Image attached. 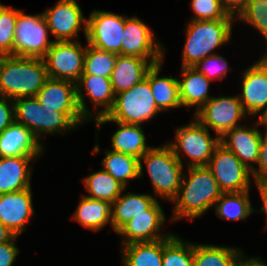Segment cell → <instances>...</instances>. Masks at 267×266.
I'll return each mask as SVG.
<instances>
[{"label": "cell", "mask_w": 267, "mask_h": 266, "mask_svg": "<svg viewBox=\"0 0 267 266\" xmlns=\"http://www.w3.org/2000/svg\"><path fill=\"white\" fill-rule=\"evenodd\" d=\"M118 54L98 49L90 44L86 47L82 75L110 78Z\"/></svg>", "instance_id": "836d02e7"}, {"label": "cell", "mask_w": 267, "mask_h": 266, "mask_svg": "<svg viewBox=\"0 0 267 266\" xmlns=\"http://www.w3.org/2000/svg\"><path fill=\"white\" fill-rule=\"evenodd\" d=\"M191 6L196 14L191 20L235 19L226 12L219 0H192Z\"/></svg>", "instance_id": "74e56055"}, {"label": "cell", "mask_w": 267, "mask_h": 266, "mask_svg": "<svg viewBox=\"0 0 267 266\" xmlns=\"http://www.w3.org/2000/svg\"><path fill=\"white\" fill-rule=\"evenodd\" d=\"M261 136L262 134L257 129V126L253 128L237 126L226 132L220 138V143L232 151L252 172L254 166L250 165L249 162L258 164Z\"/></svg>", "instance_id": "ac0fdd59"}, {"label": "cell", "mask_w": 267, "mask_h": 266, "mask_svg": "<svg viewBox=\"0 0 267 266\" xmlns=\"http://www.w3.org/2000/svg\"><path fill=\"white\" fill-rule=\"evenodd\" d=\"M84 184L90 195H85L91 199L106 200L113 203L124 191L122 186L104 169L92 173L84 178Z\"/></svg>", "instance_id": "d6a6232c"}, {"label": "cell", "mask_w": 267, "mask_h": 266, "mask_svg": "<svg viewBox=\"0 0 267 266\" xmlns=\"http://www.w3.org/2000/svg\"><path fill=\"white\" fill-rule=\"evenodd\" d=\"M164 221L166 220L163 209L156 201L144 214H139L131 219L117 233L124 236V245L165 239L171 234L168 233L164 237L159 233Z\"/></svg>", "instance_id": "9a60e30c"}, {"label": "cell", "mask_w": 267, "mask_h": 266, "mask_svg": "<svg viewBox=\"0 0 267 266\" xmlns=\"http://www.w3.org/2000/svg\"><path fill=\"white\" fill-rule=\"evenodd\" d=\"M118 130L112 135V151L140 159L151 147L145 143V135L139 124H124L118 121Z\"/></svg>", "instance_id": "83f0119b"}, {"label": "cell", "mask_w": 267, "mask_h": 266, "mask_svg": "<svg viewBox=\"0 0 267 266\" xmlns=\"http://www.w3.org/2000/svg\"><path fill=\"white\" fill-rule=\"evenodd\" d=\"M86 48L80 42L54 41L44 56L49 78L78 82L84 65Z\"/></svg>", "instance_id": "9c48e42d"}, {"label": "cell", "mask_w": 267, "mask_h": 266, "mask_svg": "<svg viewBox=\"0 0 267 266\" xmlns=\"http://www.w3.org/2000/svg\"><path fill=\"white\" fill-rule=\"evenodd\" d=\"M15 235L0 222V244L11 241Z\"/></svg>", "instance_id": "f6af8a7d"}, {"label": "cell", "mask_w": 267, "mask_h": 266, "mask_svg": "<svg viewBox=\"0 0 267 266\" xmlns=\"http://www.w3.org/2000/svg\"><path fill=\"white\" fill-rule=\"evenodd\" d=\"M267 69V54L259 60Z\"/></svg>", "instance_id": "c3c4849f"}, {"label": "cell", "mask_w": 267, "mask_h": 266, "mask_svg": "<svg viewBox=\"0 0 267 266\" xmlns=\"http://www.w3.org/2000/svg\"><path fill=\"white\" fill-rule=\"evenodd\" d=\"M122 246L123 266H162L164 239Z\"/></svg>", "instance_id": "f1b7e54d"}, {"label": "cell", "mask_w": 267, "mask_h": 266, "mask_svg": "<svg viewBox=\"0 0 267 266\" xmlns=\"http://www.w3.org/2000/svg\"><path fill=\"white\" fill-rule=\"evenodd\" d=\"M125 16L107 11H92L87 19L88 44L121 55Z\"/></svg>", "instance_id": "8fae6325"}, {"label": "cell", "mask_w": 267, "mask_h": 266, "mask_svg": "<svg viewBox=\"0 0 267 266\" xmlns=\"http://www.w3.org/2000/svg\"><path fill=\"white\" fill-rule=\"evenodd\" d=\"M236 266H267L265 262L260 261L258 258L244 259L241 258Z\"/></svg>", "instance_id": "bcb514c9"}, {"label": "cell", "mask_w": 267, "mask_h": 266, "mask_svg": "<svg viewBox=\"0 0 267 266\" xmlns=\"http://www.w3.org/2000/svg\"><path fill=\"white\" fill-rule=\"evenodd\" d=\"M35 97L46 110L80 112L77 85L72 81L48 78Z\"/></svg>", "instance_id": "ffe728a7"}, {"label": "cell", "mask_w": 267, "mask_h": 266, "mask_svg": "<svg viewBox=\"0 0 267 266\" xmlns=\"http://www.w3.org/2000/svg\"><path fill=\"white\" fill-rule=\"evenodd\" d=\"M233 19L192 20L186 29V43L182 54V67H193L211 56L212 50L229 42Z\"/></svg>", "instance_id": "277c9868"}, {"label": "cell", "mask_w": 267, "mask_h": 266, "mask_svg": "<svg viewBox=\"0 0 267 266\" xmlns=\"http://www.w3.org/2000/svg\"><path fill=\"white\" fill-rule=\"evenodd\" d=\"M43 15L55 41H71L79 33L82 23L86 36L87 18L83 16L75 0H59L53 8L45 10Z\"/></svg>", "instance_id": "5bb4252c"}, {"label": "cell", "mask_w": 267, "mask_h": 266, "mask_svg": "<svg viewBox=\"0 0 267 266\" xmlns=\"http://www.w3.org/2000/svg\"><path fill=\"white\" fill-rule=\"evenodd\" d=\"M194 115L207 129L212 128L221 138L230 129L240 126L237 122L246 113L239 96H228L212 97Z\"/></svg>", "instance_id": "7c38bea8"}, {"label": "cell", "mask_w": 267, "mask_h": 266, "mask_svg": "<svg viewBox=\"0 0 267 266\" xmlns=\"http://www.w3.org/2000/svg\"><path fill=\"white\" fill-rule=\"evenodd\" d=\"M259 169L254 170L251 172L255 178V182L267 179V133L261 136L260 141V154H259V161H258Z\"/></svg>", "instance_id": "ab89813d"}, {"label": "cell", "mask_w": 267, "mask_h": 266, "mask_svg": "<svg viewBox=\"0 0 267 266\" xmlns=\"http://www.w3.org/2000/svg\"><path fill=\"white\" fill-rule=\"evenodd\" d=\"M83 227L98 231L109 222L112 225V203L83 196L73 216Z\"/></svg>", "instance_id": "4316f807"}, {"label": "cell", "mask_w": 267, "mask_h": 266, "mask_svg": "<svg viewBox=\"0 0 267 266\" xmlns=\"http://www.w3.org/2000/svg\"><path fill=\"white\" fill-rule=\"evenodd\" d=\"M159 111L150 83L144 78L132 88L118 93L109 113L97 118L95 122L98 127L109 121L140 125L150 120Z\"/></svg>", "instance_id": "5b68a950"}, {"label": "cell", "mask_w": 267, "mask_h": 266, "mask_svg": "<svg viewBox=\"0 0 267 266\" xmlns=\"http://www.w3.org/2000/svg\"><path fill=\"white\" fill-rule=\"evenodd\" d=\"M237 17L256 27L267 41V1L247 2Z\"/></svg>", "instance_id": "8d00e7d4"}, {"label": "cell", "mask_w": 267, "mask_h": 266, "mask_svg": "<svg viewBox=\"0 0 267 266\" xmlns=\"http://www.w3.org/2000/svg\"><path fill=\"white\" fill-rule=\"evenodd\" d=\"M216 214L221 219H245L254 210L249 200V191L222 193L214 204Z\"/></svg>", "instance_id": "1f68e13d"}, {"label": "cell", "mask_w": 267, "mask_h": 266, "mask_svg": "<svg viewBox=\"0 0 267 266\" xmlns=\"http://www.w3.org/2000/svg\"><path fill=\"white\" fill-rule=\"evenodd\" d=\"M33 213L31 187L0 194V222L15 236L26 229Z\"/></svg>", "instance_id": "2e32d148"}, {"label": "cell", "mask_w": 267, "mask_h": 266, "mask_svg": "<svg viewBox=\"0 0 267 266\" xmlns=\"http://www.w3.org/2000/svg\"><path fill=\"white\" fill-rule=\"evenodd\" d=\"M17 237L15 236L11 241L0 244V266H12L19 252L14 244Z\"/></svg>", "instance_id": "60d3db41"}, {"label": "cell", "mask_w": 267, "mask_h": 266, "mask_svg": "<svg viewBox=\"0 0 267 266\" xmlns=\"http://www.w3.org/2000/svg\"><path fill=\"white\" fill-rule=\"evenodd\" d=\"M242 255L236 248L193 244L195 266H236Z\"/></svg>", "instance_id": "f546056e"}, {"label": "cell", "mask_w": 267, "mask_h": 266, "mask_svg": "<svg viewBox=\"0 0 267 266\" xmlns=\"http://www.w3.org/2000/svg\"><path fill=\"white\" fill-rule=\"evenodd\" d=\"M38 156L0 157V194L30 188L29 162Z\"/></svg>", "instance_id": "603a6c76"}, {"label": "cell", "mask_w": 267, "mask_h": 266, "mask_svg": "<svg viewBox=\"0 0 267 266\" xmlns=\"http://www.w3.org/2000/svg\"><path fill=\"white\" fill-rule=\"evenodd\" d=\"M154 33L137 17L125 16V29L121 44V55L150 58L153 65L162 62L164 48L153 42Z\"/></svg>", "instance_id": "4fadbf2b"}, {"label": "cell", "mask_w": 267, "mask_h": 266, "mask_svg": "<svg viewBox=\"0 0 267 266\" xmlns=\"http://www.w3.org/2000/svg\"><path fill=\"white\" fill-rule=\"evenodd\" d=\"M105 154L106 157L101 162L104 170L125 188L130 179L140 177V159L112 150Z\"/></svg>", "instance_id": "4dcf8cb0"}, {"label": "cell", "mask_w": 267, "mask_h": 266, "mask_svg": "<svg viewBox=\"0 0 267 266\" xmlns=\"http://www.w3.org/2000/svg\"><path fill=\"white\" fill-rule=\"evenodd\" d=\"M17 10L3 6L0 10V56L13 55Z\"/></svg>", "instance_id": "d590c367"}, {"label": "cell", "mask_w": 267, "mask_h": 266, "mask_svg": "<svg viewBox=\"0 0 267 266\" xmlns=\"http://www.w3.org/2000/svg\"><path fill=\"white\" fill-rule=\"evenodd\" d=\"M177 143H169L175 156L181 161L178 150L190 157L188 167L207 166L214 149L220 143L218 136L211 138L209 130L195 117L190 124L176 129Z\"/></svg>", "instance_id": "ba28073f"}, {"label": "cell", "mask_w": 267, "mask_h": 266, "mask_svg": "<svg viewBox=\"0 0 267 266\" xmlns=\"http://www.w3.org/2000/svg\"><path fill=\"white\" fill-rule=\"evenodd\" d=\"M16 100V101H15ZM14 101L15 122L27 127L38 140L41 134L70 130L86 119L81 112H54L44 109L36 97H21ZM63 130V131H62Z\"/></svg>", "instance_id": "3957f363"}, {"label": "cell", "mask_w": 267, "mask_h": 266, "mask_svg": "<svg viewBox=\"0 0 267 266\" xmlns=\"http://www.w3.org/2000/svg\"><path fill=\"white\" fill-rule=\"evenodd\" d=\"M155 202L156 199L149 194L120 195L112 203V227L115 232H118L134 217L144 214Z\"/></svg>", "instance_id": "484cf974"}, {"label": "cell", "mask_w": 267, "mask_h": 266, "mask_svg": "<svg viewBox=\"0 0 267 266\" xmlns=\"http://www.w3.org/2000/svg\"><path fill=\"white\" fill-rule=\"evenodd\" d=\"M48 78L42 58L0 56V96L7 100L35 97Z\"/></svg>", "instance_id": "6da1fadb"}, {"label": "cell", "mask_w": 267, "mask_h": 266, "mask_svg": "<svg viewBox=\"0 0 267 266\" xmlns=\"http://www.w3.org/2000/svg\"><path fill=\"white\" fill-rule=\"evenodd\" d=\"M152 66L145 58L118 55L110 77L114 94L117 95L141 82Z\"/></svg>", "instance_id": "7402d4cb"}, {"label": "cell", "mask_w": 267, "mask_h": 266, "mask_svg": "<svg viewBox=\"0 0 267 266\" xmlns=\"http://www.w3.org/2000/svg\"><path fill=\"white\" fill-rule=\"evenodd\" d=\"M42 143L23 124L13 122L0 134V157L39 156Z\"/></svg>", "instance_id": "44dd1931"}, {"label": "cell", "mask_w": 267, "mask_h": 266, "mask_svg": "<svg viewBox=\"0 0 267 266\" xmlns=\"http://www.w3.org/2000/svg\"><path fill=\"white\" fill-rule=\"evenodd\" d=\"M183 79L178 80L181 106H198L197 111L212 97L208 95L211 80L194 67H182Z\"/></svg>", "instance_id": "cb8c5ba5"}, {"label": "cell", "mask_w": 267, "mask_h": 266, "mask_svg": "<svg viewBox=\"0 0 267 266\" xmlns=\"http://www.w3.org/2000/svg\"><path fill=\"white\" fill-rule=\"evenodd\" d=\"M162 62L153 65L146 74L158 109L165 111L169 108L182 107L179 94L178 79L159 77Z\"/></svg>", "instance_id": "d4e9b609"}, {"label": "cell", "mask_w": 267, "mask_h": 266, "mask_svg": "<svg viewBox=\"0 0 267 266\" xmlns=\"http://www.w3.org/2000/svg\"><path fill=\"white\" fill-rule=\"evenodd\" d=\"M48 30L43 13L32 16L17 10L13 55L43 59L54 42L48 40Z\"/></svg>", "instance_id": "52a82bcc"}, {"label": "cell", "mask_w": 267, "mask_h": 266, "mask_svg": "<svg viewBox=\"0 0 267 266\" xmlns=\"http://www.w3.org/2000/svg\"><path fill=\"white\" fill-rule=\"evenodd\" d=\"M162 266H195L193 244L183 242L174 234L165 238Z\"/></svg>", "instance_id": "e575fe53"}, {"label": "cell", "mask_w": 267, "mask_h": 266, "mask_svg": "<svg viewBox=\"0 0 267 266\" xmlns=\"http://www.w3.org/2000/svg\"><path fill=\"white\" fill-rule=\"evenodd\" d=\"M263 110V113L258 118L259 120L257 121V124L267 126V107ZM265 132L267 133V130Z\"/></svg>", "instance_id": "7dc6e473"}, {"label": "cell", "mask_w": 267, "mask_h": 266, "mask_svg": "<svg viewBox=\"0 0 267 266\" xmlns=\"http://www.w3.org/2000/svg\"><path fill=\"white\" fill-rule=\"evenodd\" d=\"M256 185L258 187V190L260 192L261 198L263 200V205H264L261 207L260 212L265 211L267 215V179L257 181Z\"/></svg>", "instance_id": "ee69618b"}, {"label": "cell", "mask_w": 267, "mask_h": 266, "mask_svg": "<svg viewBox=\"0 0 267 266\" xmlns=\"http://www.w3.org/2000/svg\"><path fill=\"white\" fill-rule=\"evenodd\" d=\"M188 171L189 178L183 174L179 193L172 200L177 202L173 215L174 221L183 217L193 219L201 216L214 206L223 193L207 166L189 167Z\"/></svg>", "instance_id": "7a4b0ae2"}, {"label": "cell", "mask_w": 267, "mask_h": 266, "mask_svg": "<svg viewBox=\"0 0 267 266\" xmlns=\"http://www.w3.org/2000/svg\"><path fill=\"white\" fill-rule=\"evenodd\" d=\"M207 167L223 193L249 191L251 171L221 143L214 149Z\"/></svg>", "instance_id": "30bf717a"}, {"label": "cell", "mask_w": 267, "mask_h": 266, "mask_svg": "<svg viewBox=\"0 0 267 266\" xmlns=\"http://www.w3.org/2000/svg\"><path fill=\"white\" fill-rule=\"evenodd\" d=\"M81 84L85 86L87 95L90 97L95 107H104L102 110H99L95 119L107 115L113 107L116 96L112 89L110 78L99 77L95 75H81L79 81L76 83L77 102L80 112L85 119L88 117L91 119V117L93 118V114L89 112V109H87L88 107L84 101L85 98L81 91Z\"/></svg>", "instance_id": "e0dca14e"}, {"label": "cell", "mask_w": 267, "mask_h": 266, "mask_svg": "<svg viewBox=\"0 0 267 266\" xmlns=\"http://www.w3.org/2000/svg\"><path fill=\"white\" fill-rule=\"evenodd\" d=\"M222 7L230 15H238L246 6L247 0H219Z\"/></svg>", "instance_id": "7bdbcfd3"}, {"label": "cell", "mask_w": 267, "mask_h": 266, "mask_svg": "<svg viewBox=\"0 0 267 266\" xmlns=\"http://www.w3.org/2000/svg\"><path fill=\"white\" fill-rule=\"evenodd\" d=\"M142 159L146 163L155 193L172 201L179 193L184 165L175 156L171 146L151 147L140 158V177L143 176Z\"/></svg>", "instance_id": "8992f818"}, {"label": "cell", "mask_w": 267, "mask_h": 266, "mask_svg": "<svg viewBox=\"0 0 267 266\" xmlns=\"http://www.w3.org/2000/svg\"><path fill=\"white\" fill-rule=\"evenodd\" d=\"M242 93L239 95L243 110L247 114L260 113L267 107V69L258 60L243 74Z\"/></svg>", "instance_id": "d6986e66"}, {"label": "cell", "mask_w": 267, "mask_h": 266, "mask_svg": "<svg viewBox=\"0 0 267 266\" xmlns=\"http://www.w3.org/2000/svg\"><path fill=\"white\" fill-rule=\"evenodd\" d=\"M253 1H267V0H247V2H253Z\"/></svg>", "instance_id": "681fc988"}, {"label": "cell", "mask_w": 267, "mask_h": 266, "mask_svg": "<svg viewBox=\"0 0 267 266\" xmlns=\"http://www.w3.org/2000/svg\"><path fill=\"white\" fill-rule=\"evenodd\" d=\"M15 121L14 103H9L6 97L0 96V134Z\"/></svg>", "instance_id": "b9f144b4"}, {"label": "cell", "mask_w": 267, "mask_h": 266, "mask_svg": "<svg viewBox=\"0 0 267 266\" xmlns=\"http://www.w3.org/2000/svg\"><path fill=\"white\" fill-rule=\"evenodd\" d=\"M198 72L205 75L209 80L227 77L228 63L224 57L213 54L200 60L193 66Z\"/></svg>", "instance_id": "f35d334b"}]
</instances>
